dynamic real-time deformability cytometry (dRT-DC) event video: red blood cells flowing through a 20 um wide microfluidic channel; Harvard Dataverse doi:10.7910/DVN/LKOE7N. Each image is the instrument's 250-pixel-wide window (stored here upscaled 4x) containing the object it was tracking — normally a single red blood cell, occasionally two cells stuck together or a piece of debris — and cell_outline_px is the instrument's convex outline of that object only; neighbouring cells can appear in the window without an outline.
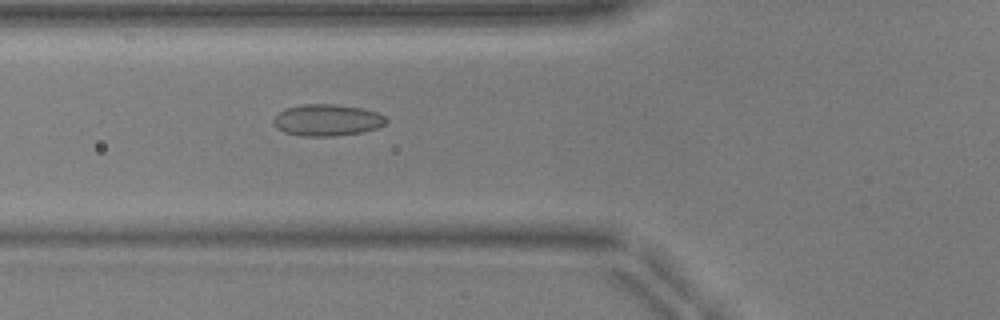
{"species": "common noctule bat (a hibernating species)", "species_latin": "Nyctalus noctula", "temperature_condition": "warm", "stored_images_in_passage": 25, "camera_frame_rate_fps": 3000, "um_per_image_px": 0.085, "animal": {"sex": "male", "body_mass_g": 17.9, "forearm_length_mm": 54.2}, "frame": {"image": 1, "passage_image": 9, "time_ms": 2.667, "image_size_px": [1000, 320], "cell_outline_px": [[388, 120], [384, 124], [376, 128], [364, 132], [336, 136], [300, 136], [284, 132], [276, 128], [272, 124], [272, 120], [280, 112], [288, 108], [300, 104], [336, 104], [360, 108], [380, 112]], "centroid_in_image_um": [27.8, 10.21], "position_along_channel_um": 98.0, "area_um2": 20.92}}
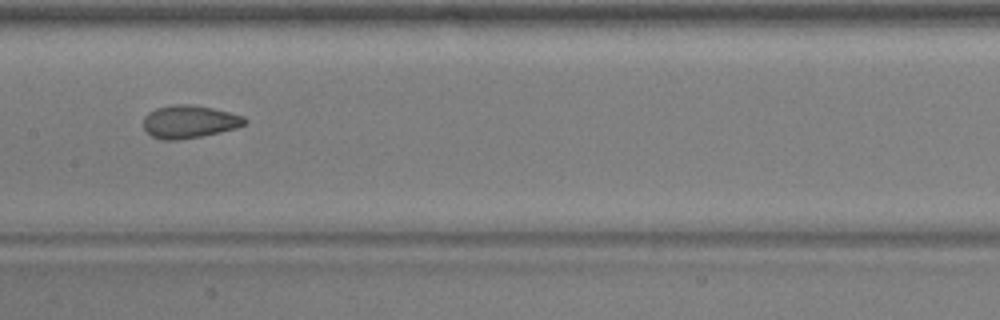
{"frame": {"image": 2, "passage_image": 16, "time_ms": 5.0, "image_size_px": [1000, 320], "cell_outline_px": [[248, 120], [244, 124], [236, 128], [220, 132], [200, 136], [176, 140], [164, 140], [152, 136], [144, 128], [144, 116], [148, 112], [156, 108], [172, 104], [192, 104], [212, 108], [244, 116]], "centroid_in_image_um": [16.08, 10.33], "position_along_channel_um": 191.3, "area_um2": 19.31}}
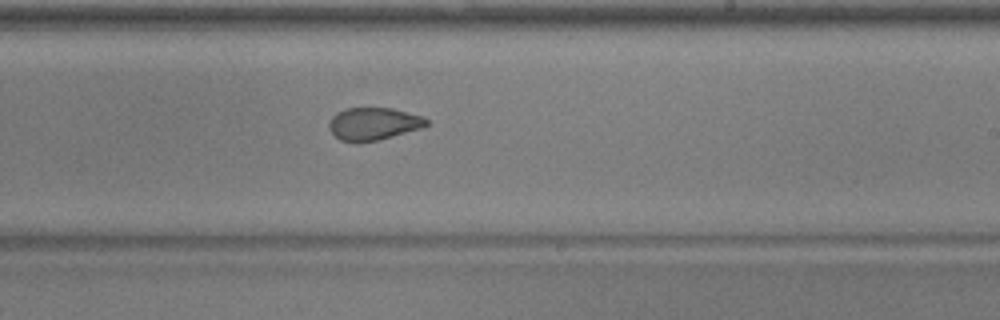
{"frame": {"image": 3, "passage_image": 21, "time_ms": 6.667, "image_size_px": [1000, 320], "cell_outline_px": [[428, 124], [420, 128], [380, 140], [340, 140], [328, 128], [328, 124], [332, 116], [336, 112], [344, 108], [392, 108], [420, 116], [428, 120]], "centroid_in_image_um": [31.72, 10.49], "position_along_channel_um": 257.3, "area_um2": 18.03}}